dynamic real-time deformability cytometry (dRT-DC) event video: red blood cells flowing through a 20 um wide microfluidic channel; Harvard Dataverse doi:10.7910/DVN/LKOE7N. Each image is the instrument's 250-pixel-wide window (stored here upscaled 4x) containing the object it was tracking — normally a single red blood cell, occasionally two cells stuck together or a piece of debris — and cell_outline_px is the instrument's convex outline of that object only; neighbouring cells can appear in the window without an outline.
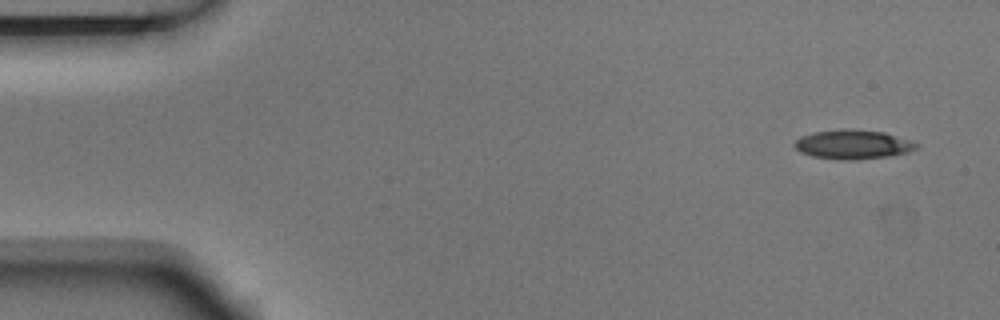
{"species": "Egyptian fruit bat (a non-hibernating species)", "species_latin": "Rousettus aegyptiacus", "temperature_condition": "room temperature", "stored_images_in_passage": 5, "camera_frame_rate_fps": 3000, "um_per_image_px": 0.085, "animal": {"sex": "male"}, "frame": {"image": 1, "passage_image": 1, "time_ms": 0.0, "image_size_px": [1000, 320], "cell_outline_px": [[920, 144], [916, 148], [908, 152], [888, 156], [856, 160], [844, 160], [812, 156], [800, 152], [792, 144], [800, 136], [816, 132], [840, 128], [884, 132]], "centroid_in_image_um": [72.46, 12.28], "position_along_channel_um": 12.5, "area_um2": 20.63}}
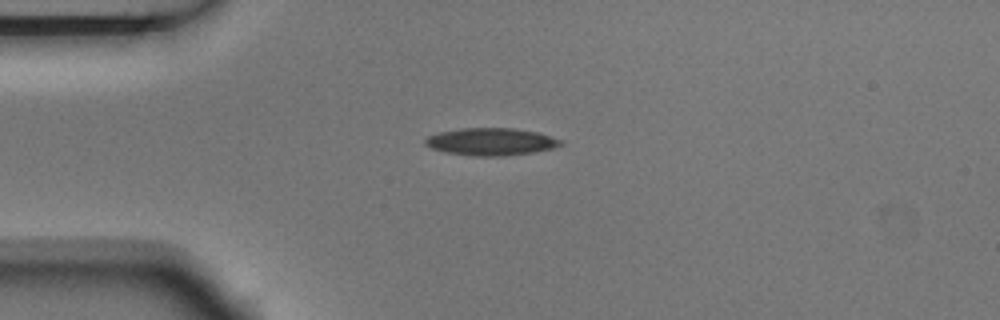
{"frame": {"image": 2, "passage_image": 4, "time_ms": 1.0, "image_size_px": [1000, 320], "cell_outline_px": [[564, 144], [552, 148], [532, 152], [500, 156], [476, 156], [444, 152], [432, 148], [424, 144], [424, 140], [428, 136], [440, 132], [460, 128], [512, 128], [536, 132], [564, 140]], "centroid_in_image_um": [41.73, 12.04], "position_along_channel_um": 43.3, "area_um2": 21.5}}